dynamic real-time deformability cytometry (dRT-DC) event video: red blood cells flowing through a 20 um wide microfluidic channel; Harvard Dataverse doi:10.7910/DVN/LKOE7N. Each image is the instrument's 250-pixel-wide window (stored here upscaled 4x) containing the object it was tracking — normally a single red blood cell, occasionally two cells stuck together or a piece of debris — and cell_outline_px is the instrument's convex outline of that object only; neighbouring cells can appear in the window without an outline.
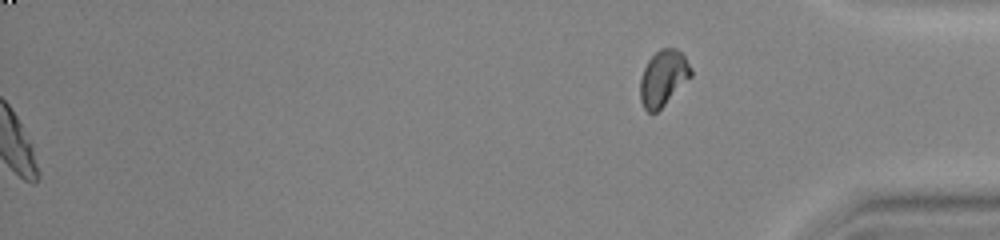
{"species": "common noctule bat (a hibernating species)", "species_latin": "Nyctalus noctula", "temperature_condition": "warm", "stored_images_in_passage": 40, "segment_of_instrument_passage": [2, 2], "camera_frame_rate_fps": 3000, "um_per_image_px": 0.085, "animal": {"sex": "female", "body_mass_g": 23.0, "forearm_length_mm": 53.4}, "frame": {"image": 1, "passage_image": 40, "time_ms": 13.0, "image_size_px": [1000, 240], "cell_outline_px": [[692, 76], [656, 112], [648, 112], [644, 108], [640, 100], [640, 76], [648, 60], [660, 48], [676, 48], [684, 56], [692, 68]], "centroid_in_image_um": [56.36, 6.61], "position_along_channel_um": 378.8, "area_um2": 16.36}}